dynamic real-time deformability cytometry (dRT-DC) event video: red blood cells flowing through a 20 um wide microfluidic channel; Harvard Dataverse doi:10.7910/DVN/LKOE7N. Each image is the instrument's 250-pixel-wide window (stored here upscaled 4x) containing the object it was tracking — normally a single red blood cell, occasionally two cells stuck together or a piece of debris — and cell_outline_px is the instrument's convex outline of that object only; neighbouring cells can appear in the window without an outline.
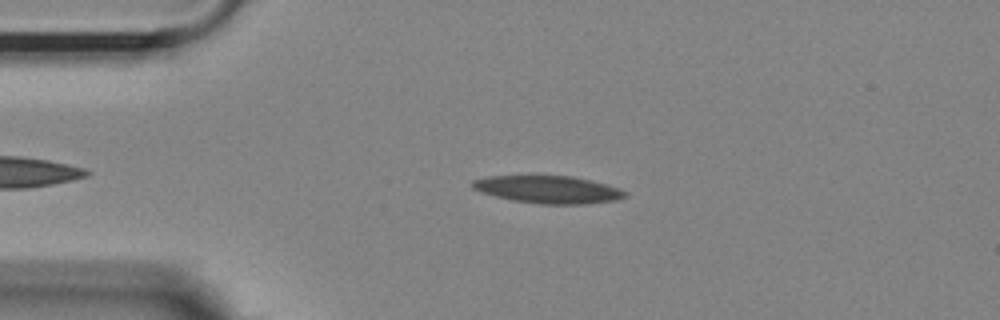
{"species": "Egyptian fruit bat (a non-hibernating species)", "species_latin": "Rousettus aegyptiacus", "temperature_condition": "room temperature", "stored_images_in_passage": 12, "camera_frame_rate_fps": 3000, "um_per_image_px": 0.085, "animal": {"sex": "female"}, "frame": {"image": 1, "passage_image": 4, "time_ms": 1.0, "image_size_px": [1000, 320], "cell_outline_px": [[628, 196], [616, 200], [584, 204], [540, 204], [512, 200], [496, 196], [472, 188], [472, 180], [488, 176], [572, 176], [620, 188], [628, 192]], "centroid_in_image_um": [46.63, 16.11], "position_along_channel_um": 38.4, "area_um2": 24.28}}
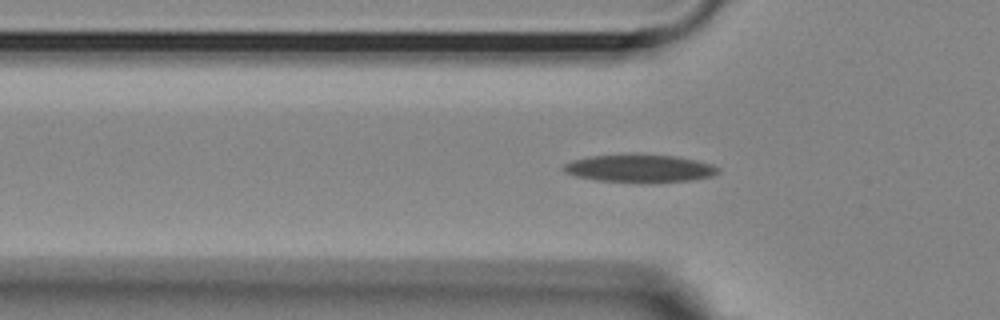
{"frame": {"image": 2, "passage_image": 9, "time_ms": 2.667, "image_size_px": [1000, 320], "cell_outline_px": [[720, 172], [712, 176], [688, 180], [596, 180], [576, 176], [564, 172], [564, 164], [572, 160], [592, 156], [676, 156], [696, 160], [712, 164], [720, 168]], "centroid_in_image_um": [54.39, 14.3], "position_along_channel_um": 71.4, "area_um2": 23.35}}